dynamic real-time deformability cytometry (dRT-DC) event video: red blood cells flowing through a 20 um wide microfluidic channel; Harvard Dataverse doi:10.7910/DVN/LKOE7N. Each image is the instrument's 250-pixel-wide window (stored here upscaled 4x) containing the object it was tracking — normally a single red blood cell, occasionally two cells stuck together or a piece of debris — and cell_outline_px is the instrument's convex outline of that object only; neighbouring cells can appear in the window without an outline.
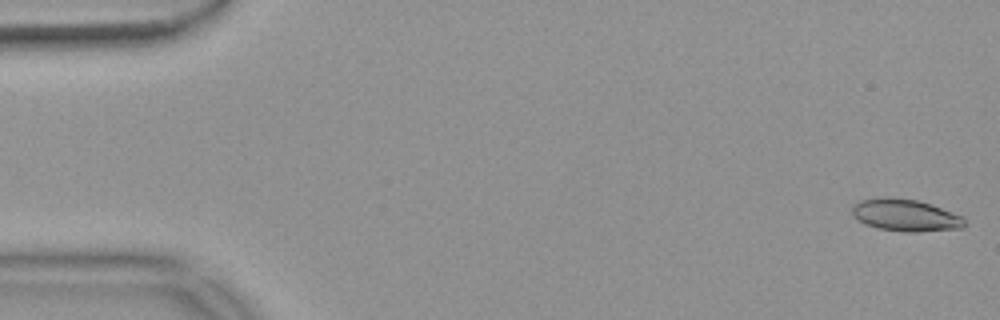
{"species": "common noctule bat (a hibernating species)", "species_latin": "Nyctalus noctula", "temperature_condition": "warm", "stored_images_in_passage": 54, "camera_frame_rate_fps": 3000, "um_per_image_px": 0.085, "animal": {"sex": "female", "body_mass_g": 18.4}, "frame": {"image": 1, "passage_image": 1, "time_ms": 0.0, "image_size_px": [1000, 320], "cell_outline_px": [[968, 224], [964, 228], [920, 232], [904, 232], [876, 228], [864, 224], [852, 216], [852, 208], [860, 200], [916, 200], [964, 216]], "centroid_in_image_um": [77.04, 18.37], "position_along_channel_um": 8.0, "area_um2": 20.46}}
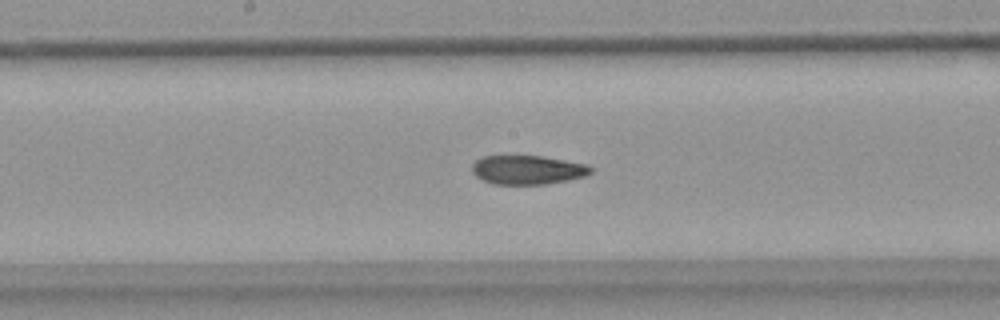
{"frame": {"image": 2, "passage_image": 28, "time_ms": 9.0, "image_size_px": [1000, 320], "cell_outline_px": [[592, 172], [588, 176], [568, 180], [544, 184], [492, 184], [476, 176], [472, 172], [472, 164], [480, 156], [544, 156], [588, 164], [592, 168]], "centroid_in_image_um": [44.87, 14.43], "position_along_channel_um": 203.3, "area_um2": 20.23}}
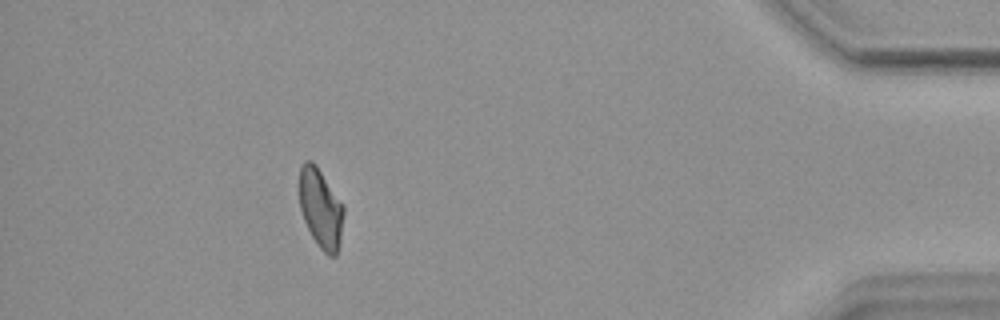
{"frame": {"image": 3, "passage_image": 49, "time_ms": 16.0, "image_size_px": [1000, 320], "cell_outline_px": [[344, 212], [340, 236], [336, 256], [328, 256], [320, 248], [312, 236], [304, 220], [300, 208], [296, 184], [300, 168], [304, 160], [312, 160], [316, 164], [344, 204]], "centroid_in_image_um": [27.21, 17.62], "position_along_channel_um": 408.0, "area_um2": 20.98}, "authors_computed_cell_mechanics": {"area_um2": 20.8658, "velocity_mm_per_s": 3.7093, "shape_relaxation_time_tau1_ms": null, "shape_relaxation_time_tau2_ms": 4.7845, "deformation_change_tau1": null, "deformation_change_tau2": 0.093}}